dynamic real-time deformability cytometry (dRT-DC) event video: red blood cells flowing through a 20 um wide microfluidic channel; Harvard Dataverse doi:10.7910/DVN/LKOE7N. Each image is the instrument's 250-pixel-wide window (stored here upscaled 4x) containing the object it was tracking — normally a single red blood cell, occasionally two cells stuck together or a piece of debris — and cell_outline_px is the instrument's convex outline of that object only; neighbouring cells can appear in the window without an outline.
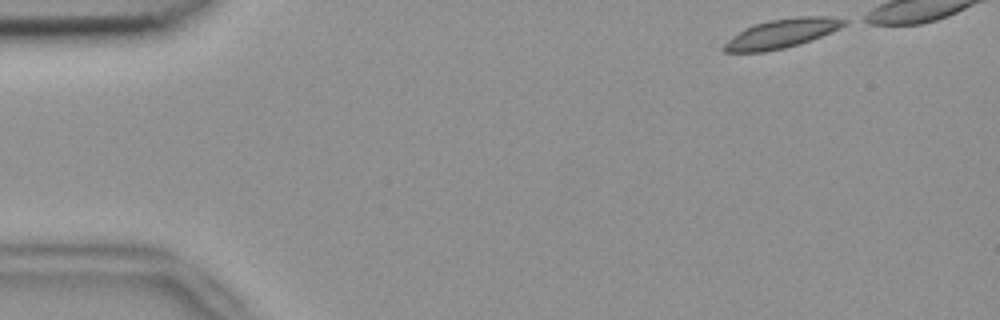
{"species": "common noctule bat (a hibernating species)", "species_latin": "Nyctalus noctula", "temperature_condition": "room temperature", "stored_images_in_passage": 16, "camera_frame_rate_fps": 3000, "um_per_image_px": 0.085, "animal": {"sex": "female", "body_mass_g": 18.4}, "frame": {"image": 1, "passage_image": 1, "time_ms": 0.0, "image_size_px": [1000, 320], "cell_outline_px": [[848, 20], [840, 28], [820, 36], [784, 48], [764, 52], [724, 52], [720, 48], [728, 40], [744, 28], [768, 20], [800, 16], [828, 16]], "centroid_in_image_um": [66.4, 2.84], "position_along_channel_um": 18.6, "area_um2": 20.0}}